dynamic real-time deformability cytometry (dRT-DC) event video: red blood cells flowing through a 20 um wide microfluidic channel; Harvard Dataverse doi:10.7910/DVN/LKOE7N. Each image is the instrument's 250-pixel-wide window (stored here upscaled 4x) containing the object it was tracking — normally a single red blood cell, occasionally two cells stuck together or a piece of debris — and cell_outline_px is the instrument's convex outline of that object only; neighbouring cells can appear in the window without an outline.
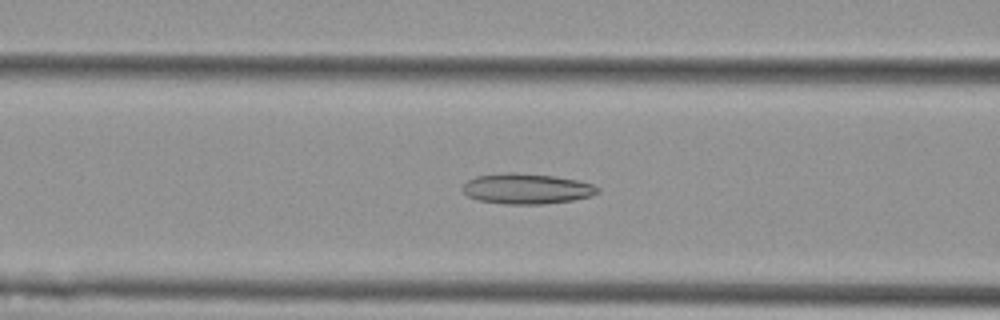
{"species": "Egyptian fruit bat (a non-hibernating species)", "species_latin": "Rousettus aegyptiacus", "temperature_condition": "cold", "stored_images_in_passage": 39, "camera_frame_rate_fps": 3000, "um_per_image_px": 0.085, "animal": {"sex": "female"}, "frame": {"image": 1, "passage_image": 9, "time_ms": 2.667, "image_size_px": [1000, 320], "cell_outline_px": [[600, 192], [592, 196], [572, 200], [544, 204], [504, 204], [480, 200], [468, 196], [460, 188], [468, 180], [476, 176], [508, 172], [512, 172], [552, 176], [576, 180], [592, 184], [600, 188]], "centroid_in_image_um": [44.77, 16.04], "position_along_channel_um": 121.8, "area_um2": 23.87}}
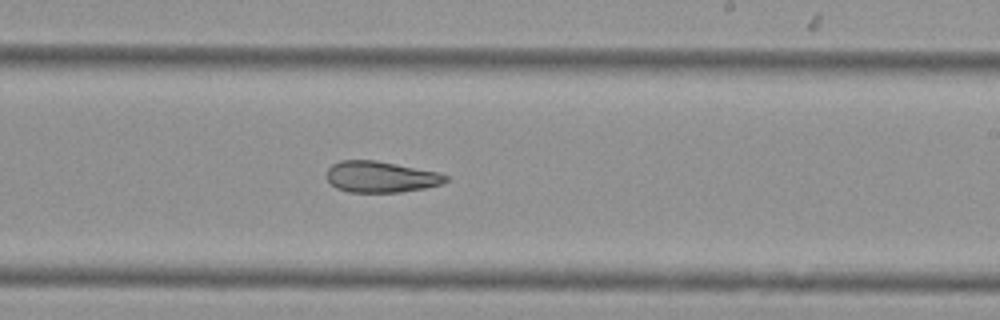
{"frame": {"image": 2, "passage_image": 20, "time_ms": 6.333, "image_size_px": [1000, 320], "cell_outline_px": [[448, 180], [440, 184], [424, 188], [400, 192], [348, 192], [336, 188], [328, 180], [328, 168], [332, 164], [340, 160], [376, 160], [440, 172], [448, 176]], "centroid_in_image_um": [32.38, 15.02], "position_along_channel_um": 256.6, "area_um2": 21.62}}
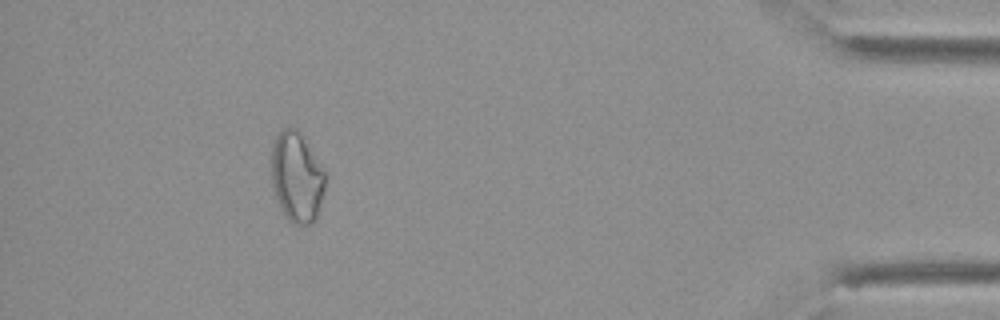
{"frame": {"image": 3, "passage_image": 37, "time_ms": 12.0, "image_size_px": [1000, 320], "cell_outline_px": [[324, 188], [316, 220], [312, 224], [296, 224], [288, 220], [280, 208], [276, 200], [272, 184], [272, 148], [276, 136], [280, 128], [296, 128], [300, 132], [324, 172]], "centroid_in_image_um": [25.2, 15.07], "position_along_channel_um": 410.0, "area_um2": 27.92}, "authors_computed_cell_mechanics": {"area_um2": 23.12, "velocity_mm_per_s": 3.6954, "shape_relaxation_time_tau1_ms": null, "shape_relaxation_time_tau2_ms": 3.9262, "deformation_change_tau1": null, "deformation_change_tau2": 0.1145}}